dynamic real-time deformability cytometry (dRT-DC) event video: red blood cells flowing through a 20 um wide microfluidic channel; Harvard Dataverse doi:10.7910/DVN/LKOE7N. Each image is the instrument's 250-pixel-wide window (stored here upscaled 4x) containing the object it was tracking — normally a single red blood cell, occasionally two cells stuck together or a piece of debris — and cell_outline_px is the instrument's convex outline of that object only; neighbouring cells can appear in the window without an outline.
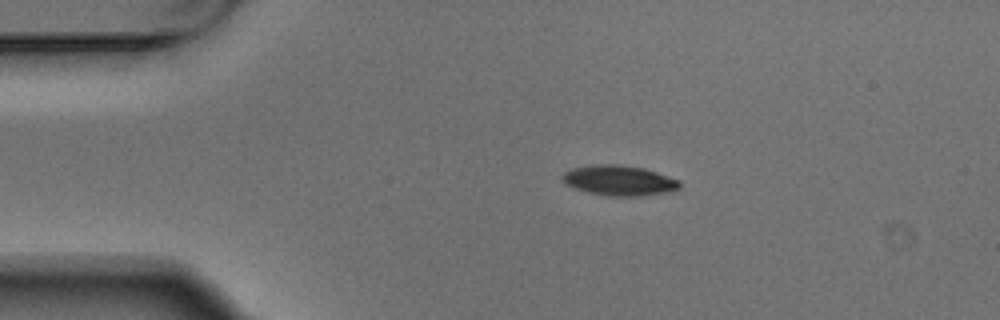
{"species": "Egyptian fruit bat (a non-hibernating species)", "species_latin": "Rousettus aegyptiacus", "temperature_condition": "warm", "stored_images_in_passage": 4, "camera_frame_rate_fps": 3000, "um_per_image_px": 0.085, "animal": {"sex": "male"}, "frame": {"image": 1, "passage_image": 2, "time_ms": 0.333, "image_size_px": [1000, 320], "cell_outline_px": [[680, 188], [668, 192], [640, 196], [608, 196], [588, 192], [564, 184], [560, 176], [564, 172], [572, 168], [596, 164], [620, 164], [644, 168], [680, 180]], "centroid_in_image_um": [52.61, 15.33], "position_along_channel_um": 32.4, "area_um2": 20.75}}
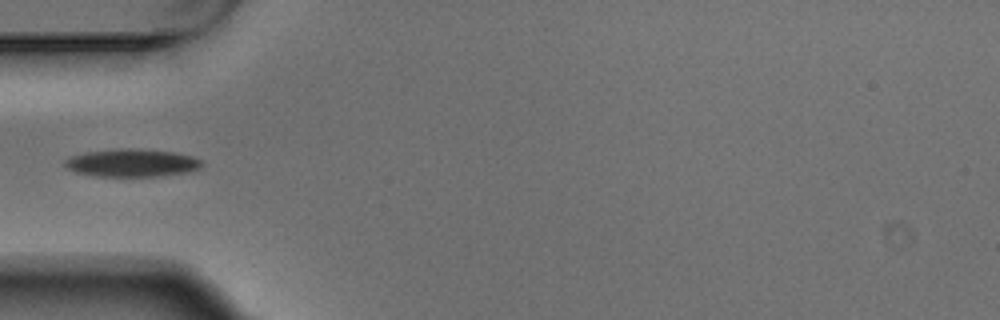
{"frame": {"image": 2, "passage_image": 4, "time_ms": 1.0, "image_size_px": [1000, 320], "cell_outline_px": [[204, 164], [200, 168], [192, 172], [160, 176], [92, 176], [76, 172], [68, 168], [64, 164], [64, 160], [72, 156], [84, 152], [124, 148], [172, 152], [192, 156], [200, 160]], "centroid_in_image_um": [11.23, 13.86], "position_along_channel_um": 73.8, "area_um2": 22.14}}